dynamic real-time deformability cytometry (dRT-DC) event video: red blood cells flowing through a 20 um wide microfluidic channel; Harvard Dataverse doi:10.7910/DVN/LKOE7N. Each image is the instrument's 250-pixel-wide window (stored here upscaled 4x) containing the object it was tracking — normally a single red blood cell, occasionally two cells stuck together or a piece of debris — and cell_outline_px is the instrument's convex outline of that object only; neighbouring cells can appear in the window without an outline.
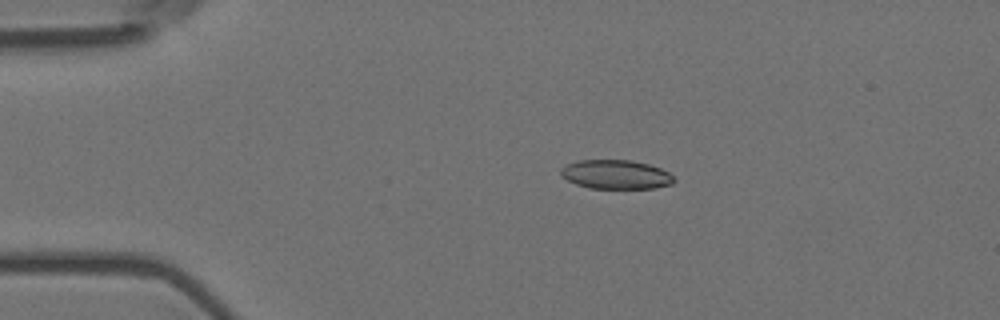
{"species": "Egyptian fruit bat (a non-hibernating species)", "species_latin": "Rousettus aegyptiacus", "temperature_condition": "room temperature", "stored_images_in_passage": 15, "camera_frame_rate_fps": 3000, "um_per_image_px": 0.085, "animal": {"sex": "female"}, "frame": {"image": 1, "passage_image": 4, "time_ms": 1.0, "image_size_px": [1000, 320], "cell_outline_px": [[676, 180], [672, 184], [656, 188], [588, 188], [576, 184], [560, 176], [560, 168], [576, 160], [632, 160], [648, 164], [660, 168], [668, 172]], "centroid_in_image_um": [52.33, 14.83], "position_along_channel_um": 32.7, "area_um2": 19.25}}
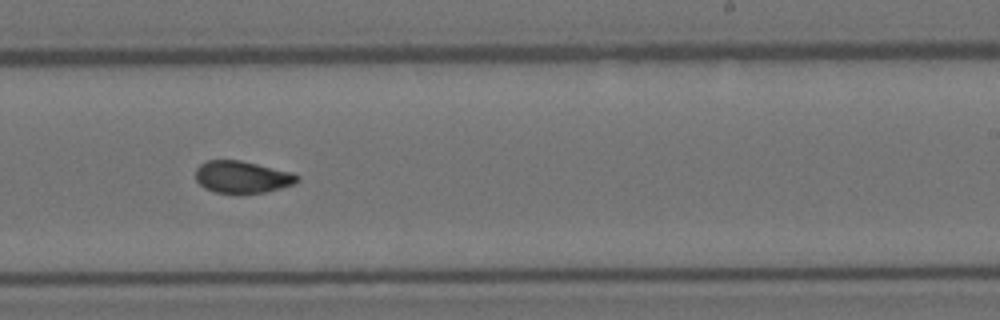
{"frame": {"image": 2, "passage_image": 10, "time_ms": 3.0, "image_size_px": [1000, 320], "cell_outline_px": [[300, 180], [292, 184], [280, 188], [264, 192], [216, 192], [204, 188], [196, 180], [196, 168], [200, 164], [208, 160], [240, 160], [292, 172], [300, 176]], "centroid_in_image_um": [20.58, 15.02], "position_along_channel_um": 268.4, "area_um2": 18.73}}
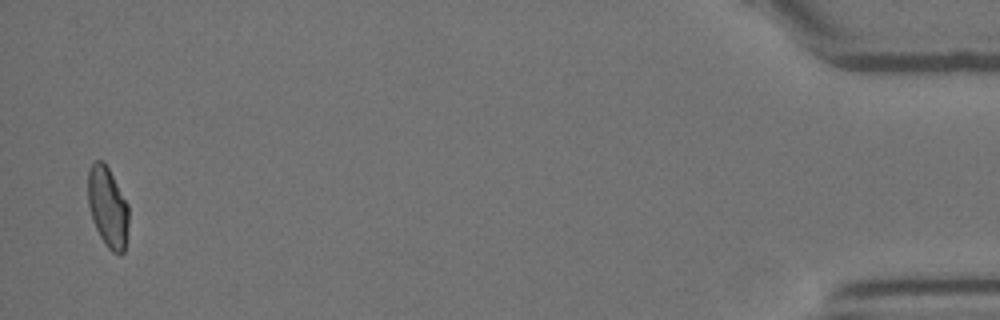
{"frame": {"image": 3, "passage_image": 15, "time_ms": 4.667, "image_size_px": [1000, 320], "cell_outline_px": [[128, 224], [124, 252], [120, 256], [112, 252], [104, 244], [92, 220], [88, 204], [88, 168], [96, 160], [104, 160], [128, 204]], "centroid_in_image_um": [9.15, 17.61], "position_along_channel_um": 426.1, "area_um2": 19.19}}